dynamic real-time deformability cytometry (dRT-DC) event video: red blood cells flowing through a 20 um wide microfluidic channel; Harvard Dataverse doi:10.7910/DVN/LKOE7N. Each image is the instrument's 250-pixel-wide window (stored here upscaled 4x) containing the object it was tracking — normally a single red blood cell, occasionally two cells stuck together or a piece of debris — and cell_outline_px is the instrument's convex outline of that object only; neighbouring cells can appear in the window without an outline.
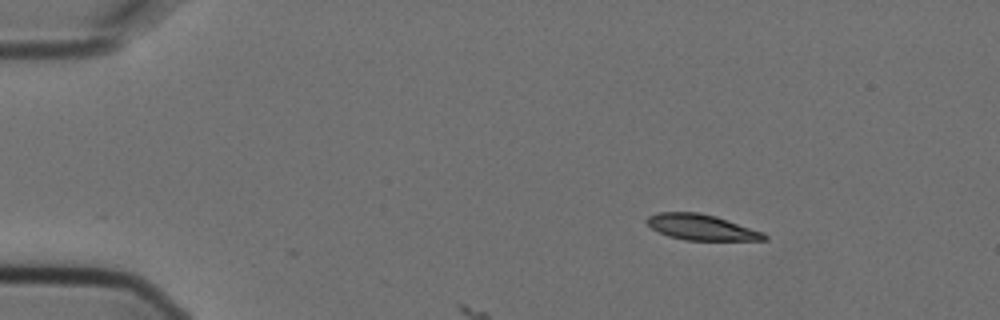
{"species": "Egyptian fruit bat (a non-hibernating species)", "species_latin": "Rousettus aegyptiacus", "temperature_condition": "cold", "stored_images_in_passage": 5, "camera_frame_rate_fps": 3000, "um_per_image_px": 0.085, "animal": {"sex": "female"}, "frame": {"image": 1, "passage_image": 1, "time_ms": 0.0, "image_size_px": [1000, 320], "cell_outline_px": [[768, 240], [684, 240], [668, 236], [652, 228], [644, 220], [648, 216], [656, 212], [700, 212], [716, 216], [764, 232], [768, 236]], "centroid_in_image_um": [59.62, 19.31], "position_along_channel_um": 25.4, "area_um2": 17.69}}
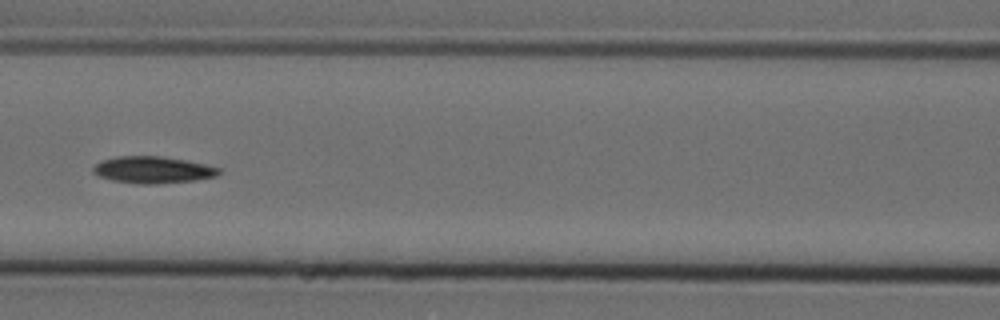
{"frame": {"image": 2, "passage_image": 5, "time_ms": 1.333, "image_size_px": [1000, 320], "cell_outline_px": [[220, 172], [216, 176], [192, 180], [156, 184], [140, 184], [112, 180], [100, 176], [92, 172], [92, 168], [100, 160], [120, 156], [160, 156], [184, 160], [204, 164], [220, 168]], "centroid_in_image_um": [12.95, 14.43], "position_along_channel_um": 153.6, "area_um2": 19.42}}